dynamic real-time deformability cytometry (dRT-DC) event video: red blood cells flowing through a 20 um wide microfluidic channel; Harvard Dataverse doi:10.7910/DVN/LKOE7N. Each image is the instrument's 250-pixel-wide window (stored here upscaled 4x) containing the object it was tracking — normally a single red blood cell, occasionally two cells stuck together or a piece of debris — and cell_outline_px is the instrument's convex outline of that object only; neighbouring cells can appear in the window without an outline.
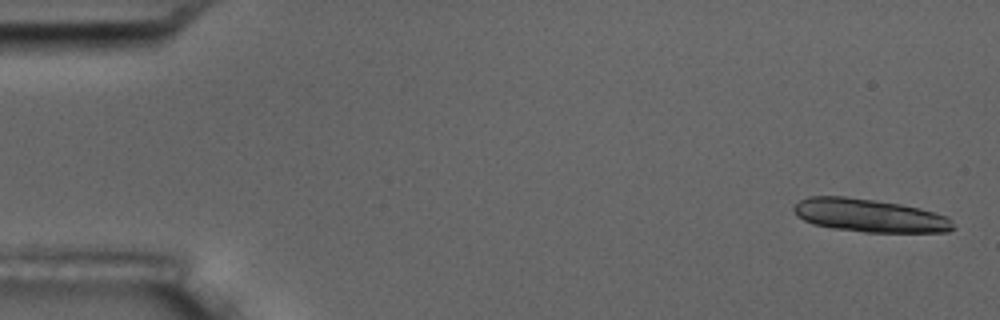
{"species": "common noctule bat (a hibernating species)", "species_latin": "Nyctalus noctula", "temperature_condition": "room temperature", "stored_images_in_passage": 6, "camera_frame_rate_fps": 3000, "um_per_image_px": 0.085, "animal": {"sex": "male", "body_mass_g": 17.5, "forearm_length_mm": 52.3}, "frame": {"image": 1, "passage_image": 1, "time_ms": 0.0, "image_size_px": [1000, 320], "cell_outline_px": [[956, 228], [948, 232], [864, 232], [832, 228], [812, 224], [796, 216], [792, 208], [800, 200], [808, 196], [844, 196], [900, 204], [920, 208], [948, 216]], "centroid_in_image_um": [73.9, 18.32], "position_along_channel_um": 11.1, "area_um2": 30.87}}
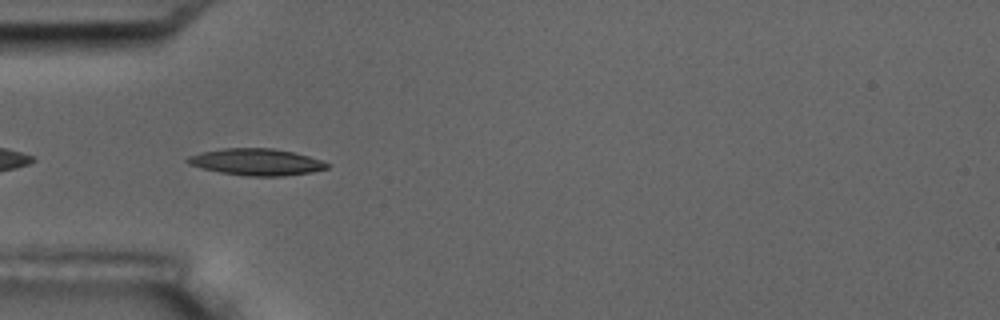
{"frame": {"image": 2, "passage_image": 5, "time_ms": 5.333, "image_size_px": [1000, 320], "cell_outline_px": [[328, 168], [312, 172], [284, 176], [244, 176], [220, 172], [188, 164], [184, 160], [188, 156], [200, 152], [224, 148], [272, 148], [292, 152], [308, 156], [320, 160], [328, 164]], "centroid_in_image_um": [21.76, 13.77], "position_along_channel_um": 63.2, "area_um2": 21.62}}